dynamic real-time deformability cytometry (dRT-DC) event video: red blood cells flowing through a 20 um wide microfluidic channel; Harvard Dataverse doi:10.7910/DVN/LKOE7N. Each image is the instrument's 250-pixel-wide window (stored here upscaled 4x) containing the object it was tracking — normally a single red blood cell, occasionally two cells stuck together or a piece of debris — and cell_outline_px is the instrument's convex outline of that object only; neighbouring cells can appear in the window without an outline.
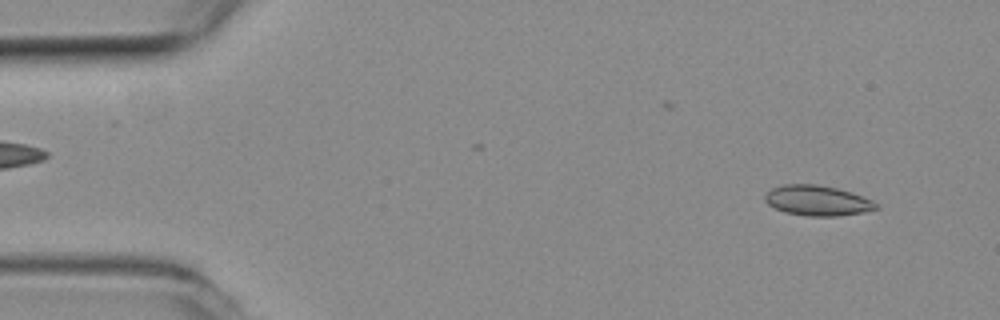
{"species": "common noctule bat (a hibernating species)", "species_latin": "Nyctalus noctula", "temperature_condition": "room temperature", "stored_images_in_passage": 53, "camera_frame_rate_fps": 3000, "um_per_image_px": 0.085, "animal": {"sex": "female", "body_mass_g": 19.3, "forearm_length_mm": 54.1}, "frame": {"image": 1, "passage_image": 4, "time_ms": 1.0, "image_size_px": [1000, 320], "cell_outline_px": [[880, 208], [860, 212], [836, 216], [808, 216], [784, 212], [768, 204], [764, 200], [764, 196], [772, 188], [784, 184], [816, 184], [836, 188], [852, 192], [864, 196], [880, 204]], "centroid_in_image_um": [69.5, 17.04], "position_along_channel_um": 15.5, "area_um2": 19.59}}
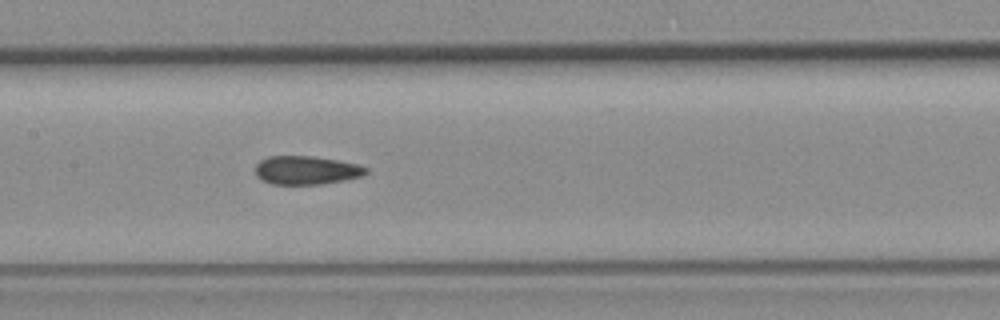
{"frame": {"image": 2, "passage_image": 25, "time_ms": 8.0, "image_size_px": [1000, 320], "cell_outline_px": [[368, 172], [360, 176], [344, 180], [320, 184], [272, 184], [256, 176], [256, 164], [260, 160], [268, 156], [312, 156], [336, 160], [356, 164], [368, 168]], "centroid_in_image_um": [26.02, 14.46], "position_along_channel_um": 181.4, "area_um2": 18.21}}
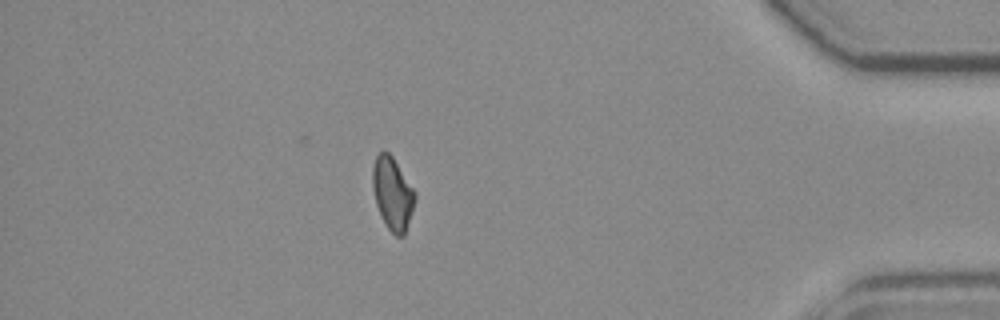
{"frame": {"image": 3, "passage_image": 46, "time_ms": 15.0, "image_size_px": [1000, 320], "cell_outline_px": [[416, 196], [404, 236], [396, 236], [388, 228], [380, 216], [376, 204], [372, 188], [372, 168], [376, 156], [380, 152], [388, 152], [392, 156], [416, 192]], "centroid_in_image_um": [33.35, 16.45], "position_along_channel_um": 401.9, "area_um2": 17.8}, "authors_computed_cell_mechanics": {"area_um2": 18.785, "velocity_mm_per_s": 3.8215, "shape_relaxation_time_tau1_ms": null, "shape_relaxation_time_tau2_ms": 3.4671, "deformation_change_tau1": null, "deformation_change_tau2": 0.0873}}